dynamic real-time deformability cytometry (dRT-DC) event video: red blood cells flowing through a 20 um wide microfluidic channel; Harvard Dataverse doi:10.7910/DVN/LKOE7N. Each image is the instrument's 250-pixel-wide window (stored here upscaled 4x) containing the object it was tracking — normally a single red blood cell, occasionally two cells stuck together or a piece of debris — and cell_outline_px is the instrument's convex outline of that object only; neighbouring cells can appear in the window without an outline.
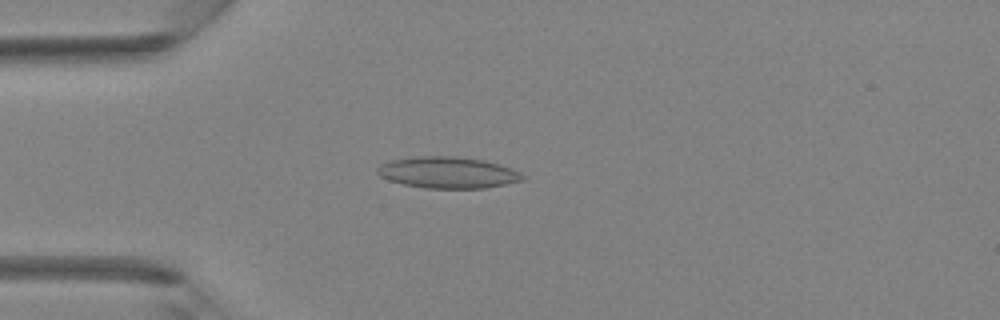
{"species": "Egyptian fruit bat (a non-hibernating species)", "species_latin": "Rousettus aegyptiacus", "temperature_condition": "room temperature", "stored_images_in_passage": 4, "camera_frame_rate_fps": 3000, "um_per_image_px": 0.085, "animal": {"sex": "female"}, "frame": {"image": 1, "passage_image": 4, "time_ms": 3.333, "image_size_px": [1000, 320], "cell_outline_px": [[524, 180], [484, 188], [424, 188], [404, 184], [388, 180], [380, 176], [376, 172], [376, 168], [380, 164], [392, 160], [416, 156], [456, 156], [484, 160], [500, 164], [512, 168], [520, 172], [524, 176]], "centroid_in_image_um": [38.06, 14.66], "position_along_channel_um": 46.9, "area_um2": 26.65}}